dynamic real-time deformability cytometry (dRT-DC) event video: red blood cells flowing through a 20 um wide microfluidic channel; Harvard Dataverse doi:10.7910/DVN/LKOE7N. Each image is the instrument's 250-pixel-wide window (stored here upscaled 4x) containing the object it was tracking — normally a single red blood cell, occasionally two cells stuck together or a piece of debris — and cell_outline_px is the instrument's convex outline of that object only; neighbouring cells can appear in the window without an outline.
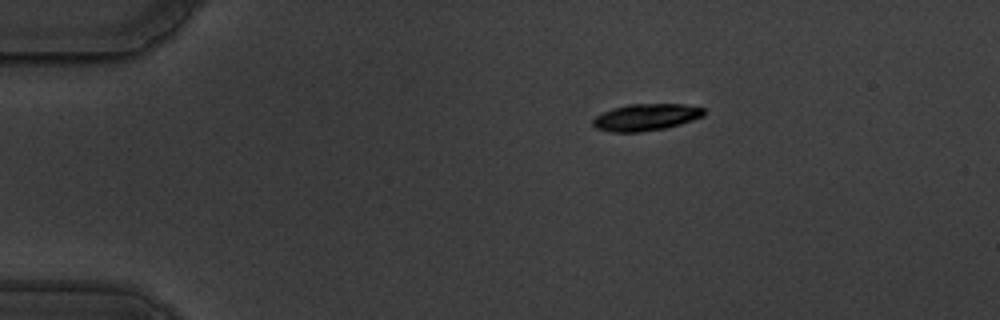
{"species": "common noctule bat (a hibernating species)", "species_latin": "Nyctalus noctula", "temperature_condition": "warm", "stored_images_in_passage": 50, "camera_frame_rate_fps": 3000, "um_per_image_px": 0.085, "animal": {"sex": "male", "body_mass_g": 19.5, "forearm_length_mm": 54.6}, "frame": {"image": 1, "passage_image": 3, "time_ms": 0.667, "image_size_px": [1000, 320], "cell_outline_px": [[704, 116], [680, 124], [664, 128], [640, 132], [612, 132], [596, 128], [592, 124], [592, 120], [596, 116], [612, 108], [628, 104], [684, 104], [704, 108]], "centroid_in_image_um": [54.9, 9.96], "position_along_channel_um": 30.1, "area_um2": 17.28}}
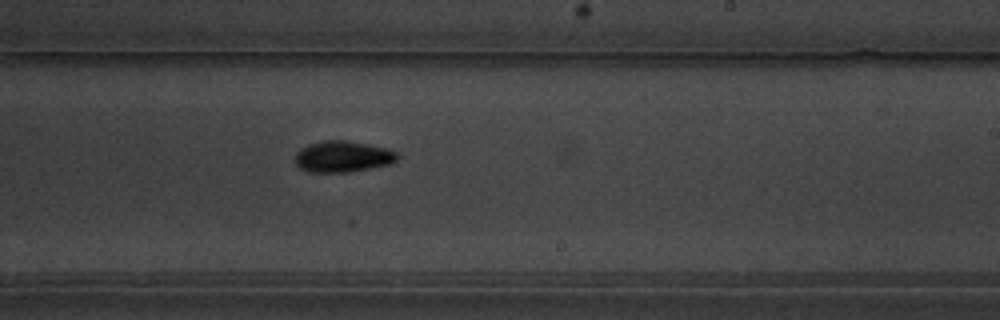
{"frame": {"image": 2, "passage_image": 28, "time_ms": 9.0, "image_size_px": [1000, 320], "cell_outline_px": [[400, 156], [392, 164], [348, 172], [308, 172], [300, 168], [296, 164], [296, 152], [300, 148], [308, 144], [320, 140], [344, 140], [368, 144], [388, 148], [396, 152]], "centroid_in_image_um": [29.14, 13.3], "position_along_channel_um": 259.9, "area_um2": 18.79}}
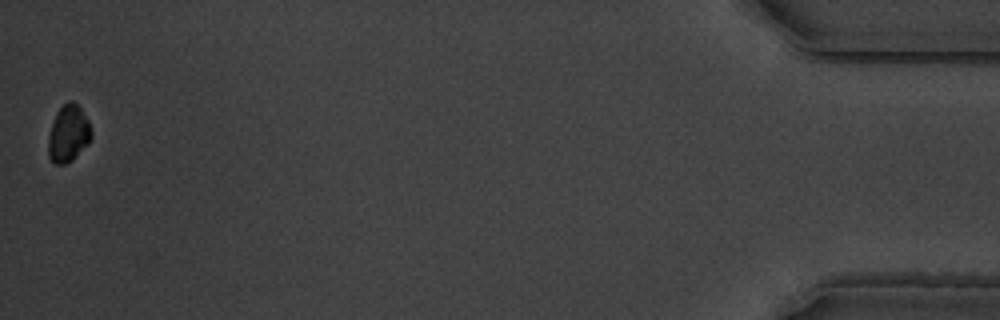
{"frame": {"image": 3, "passage_image": 50, "time_ms": 16.333, "image_size_px": [1000, 320], "cell_outline_px": [[92, 136], [88, 144], [72, 160], [64, 164], [56, 164], [48, 156], [48, 136], [56, 112], [68, 100], [72, 100], [80, 108], [88, 120], [92, 132]], "centroid_in_image_um": [5.81, 11.36], "position_along_channel_um": 429.4, "area_um2": 14.22}, "authors_computed_cell_mechanics": {"area_um2": 17.7735, "velocity_mm_per_s": 3.5084, "shape_relaxation_time_tau1_ms": 2.8076, "shape_relaxation_time_tau2_ms": 7.25, "deformation_change_tau1": 0.1427, "deformation_change_tau2": 0.1134}}